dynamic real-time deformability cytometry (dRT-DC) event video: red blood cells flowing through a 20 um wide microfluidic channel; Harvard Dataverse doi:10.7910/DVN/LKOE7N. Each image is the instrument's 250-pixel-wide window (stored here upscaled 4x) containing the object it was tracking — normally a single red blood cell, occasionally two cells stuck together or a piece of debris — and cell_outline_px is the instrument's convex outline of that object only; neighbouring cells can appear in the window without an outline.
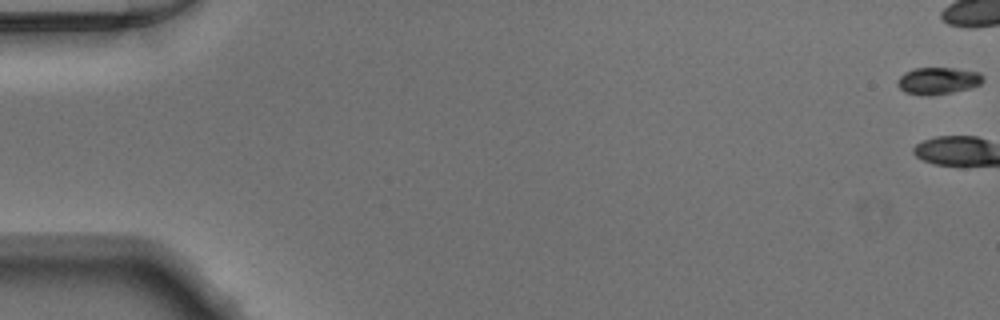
{"species": "Egyptian fruit bat (a non-hibernating species)", "species_latin": "Rousettus aegyptiacus", "temperature_condition": "warm", "stored_images_in_passage": 41, "camera_frame_rate_fps": 3000, "um_per_image_px": 0.085, "animal": {"sex": "male"}, "frame": {"image": 1, "passage_image": 1, "time_ms": 0.0, "image_size_px": [1000, 320], "cell_outline_px": [[984, 80], [980, 84], [972, 88], [952, 92], [928, 96], [924, 96], [904, 92], [896, 84], [896, 80], [904, 72], [916, 68], [952, 68], [980, 72], [984, 76]], "centroid_in_image_um": [79.73, 6.87], "position_along_channel_um": 5.3, "area_um2": 13.64}}